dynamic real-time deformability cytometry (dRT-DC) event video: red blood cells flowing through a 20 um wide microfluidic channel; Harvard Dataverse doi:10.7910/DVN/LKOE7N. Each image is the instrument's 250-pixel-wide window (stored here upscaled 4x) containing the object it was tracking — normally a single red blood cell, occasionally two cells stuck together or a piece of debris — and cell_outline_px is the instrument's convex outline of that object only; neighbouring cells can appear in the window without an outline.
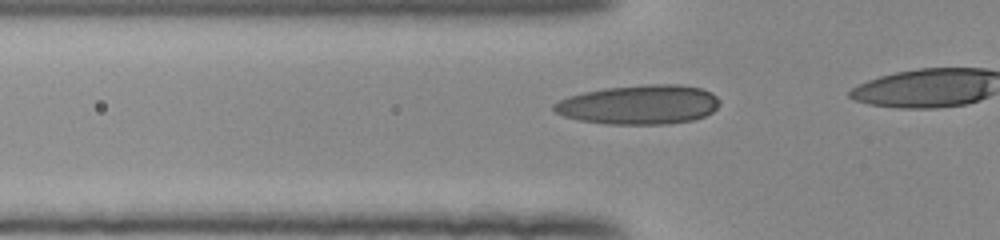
{"species": "human", "species_latin": "Homo sapiens", "temperature_condition": "room temperature", "stored_images_in_passage": 21, "camera_frame_rate_fps": 3000, "um_per_image_px": 0.085, "donor": {"sex": "female"}, "frame": {"image": 1, "passage_image": 15, "time_ms": 4.667, "image_size_px": [1000, 240], "cell_outline_px": [[720, 104], [712, 112], [704, 116], [692, 120], [664, 124], [608, 124], [580, 120], [564, 116], [556, 112], [552, 108], [552, 104], [568, 96], [584, 92], [604, 88], [648, 84], [680, 84], [700, 88], [712, 92], [720, 100]], "centroid_in_image_um": [54.34, 8.89], "position_along_channel_um": 71.5, "area_um2": 38.03}}
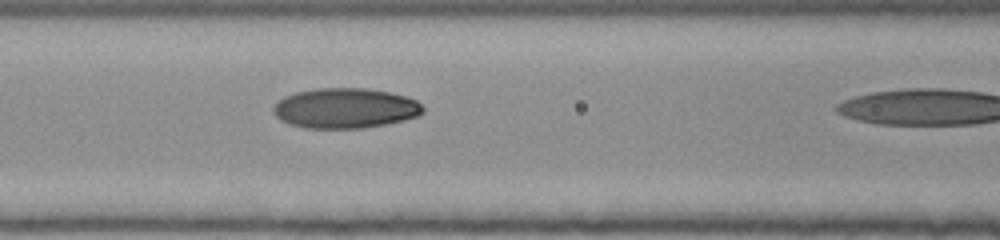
{"frame": {"image": 2, "passage_image": 20, "time_ms": 6.333, "image_size_px": [1000, 240], "cell_outline_px": [[424, 112], [416, 116], [404, 120], [364, 128], [304, 128], [288, 124], [280, 120], [272, 112], [272, 108], [284, 96], [296, 92], [316, 88], [364, 88], [388, 92], [404, 96], [416, 100], [424, 108]], "centroid_in_image_um": [29.31, 9.2], "position_along_channel_um": 137.3, "area_um2": 34.97}}